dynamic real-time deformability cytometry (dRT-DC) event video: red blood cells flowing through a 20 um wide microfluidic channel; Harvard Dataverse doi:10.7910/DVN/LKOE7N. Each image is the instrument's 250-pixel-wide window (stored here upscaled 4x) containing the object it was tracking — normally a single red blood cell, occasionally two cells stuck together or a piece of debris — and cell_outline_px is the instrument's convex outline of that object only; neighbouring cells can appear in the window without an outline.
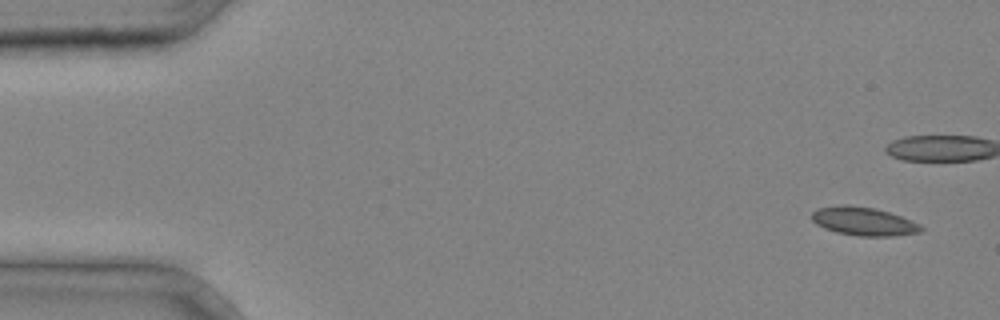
{"species": "common noctule bat (a hibernating species)", "species_latin": "Nyctalus noctula", "temperature_condition": "cold", "stored_images_in_passage": 6, "camera_frame_rate_fps": 3000, "um_per_image_px": 0.085, "animal": {"sex": "male", "body_mass_g": 20.4}, "frame": {"image": 1, "passage_image": 1, "time_ms": 0.0, "image_size_px": [1000, 320], "cell_outline_px": [[924, 228], [920, 232], [892, 236], [856, 236], [836, 232], [824, 228], [816, 224], [812, 220], [812, 212], [816, 208], [844, 204], [848, 204], [872, 208], [888, 212], [912, 220], [920, 224]], "centroid_in_image_um": [73.39, 18.81], "position_along_channel_um": 11.6, "area_um2": 18.15}}